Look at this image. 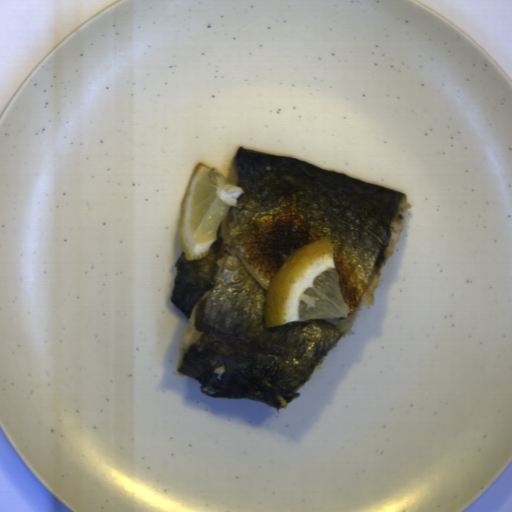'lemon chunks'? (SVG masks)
<instances>
[{"label":"lemon chunks","instance_id":"1","mask_svg":"<svg viewBox=\"0 0 512 512\" xmlns=\"http://www.w3.org/2000/svg\"><path fill=\"white\" fill-rule=\"evenodd\" d=\"M328 239L301 246L272 278L265 300V328L319 319L347 318Z\"/></svg>","mask_w":512,"mask_h":512},{"label":"lemon chunks","instance_id":"2","mask_svg":"<svg viewBox=\"0 0 512 512\" xmlns=\"http://www.w3.org/2000/svg\"><path fill=\"white\" fill-rule=\"evenodd\" d=\"M243 188L233 185L216 167L198 163L180 207L179 241L186 260L208 256L217 228L231 208H237Z\"/></svg>","mask_w":512,"mask_h":512}]
</instances>
